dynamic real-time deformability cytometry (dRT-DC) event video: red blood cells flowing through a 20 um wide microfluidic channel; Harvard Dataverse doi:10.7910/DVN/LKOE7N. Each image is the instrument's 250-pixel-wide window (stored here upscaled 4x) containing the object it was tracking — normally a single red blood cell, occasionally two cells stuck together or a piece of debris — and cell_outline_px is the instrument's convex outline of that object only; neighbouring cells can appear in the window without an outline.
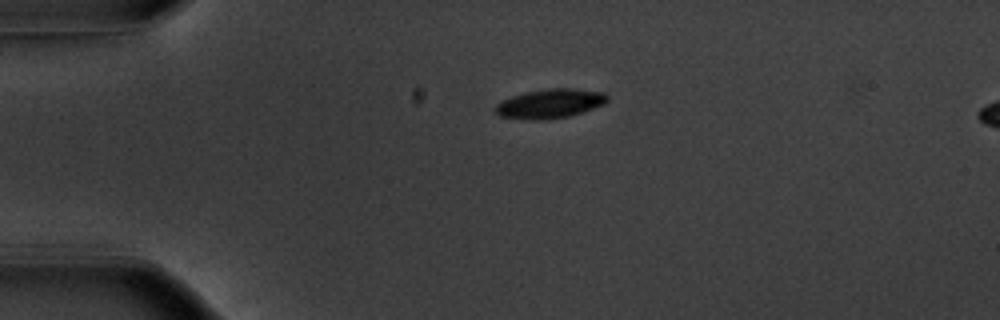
{"species": "common noctule bat (a hibernating species)", "species_latin": "Nyctalus noctula", "temperature_condition": "warm", "stored_images_in_passage": 9, "camera_frame_rate_fps": 3000, "um_per_image_px": 0.085, "animal": {"sex": "male", "body_mass_g": 20.1, "forearm_length_mm": 53.5}, "frame": {"image": 1, "passage_image": 1, "time_ms": 0.0, "image_size_px": [1000, 320], "cell_outline_px": [[608, 100], [604, 104], [568, 116], [544, 120], [536, 120], [500, 116], [496, 112], [496, 104], [512, 96], [524, 92], [552, 88], [572, 88], [604, 92], [608, 96]], "centroid_in_image_um": [46.77, 8.79], "position_along_channel_um": 38.2, "area_um2": 18.79}}